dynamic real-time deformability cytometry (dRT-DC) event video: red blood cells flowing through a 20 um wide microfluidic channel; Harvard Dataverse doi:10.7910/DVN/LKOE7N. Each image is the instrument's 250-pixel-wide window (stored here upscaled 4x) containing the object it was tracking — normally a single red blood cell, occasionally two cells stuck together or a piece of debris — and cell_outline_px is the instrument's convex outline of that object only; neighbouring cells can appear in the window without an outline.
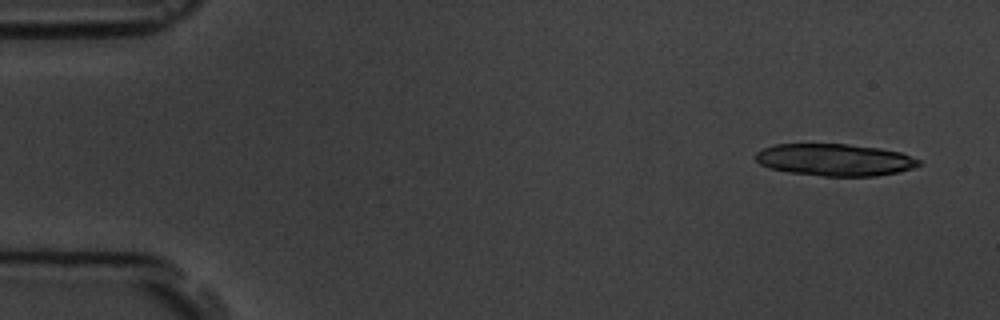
{"species": "common noctule bat (a hibernating species)", "species_latin": "Nyctalus noctula", "temperature_condition": "room temperature", "stored_images_in_passage": 11, "camera_frame_rate_fps": 3000, "um_per_image_px": 0.085, "animal": {"sex": "male", "body_mass_g": 19.5, "forearm_length_mm": 54.6}, "frame": {"image": 1, "passage_image": 1, "time_ms": 0.0, "image_size_px": [1000, 320], "cell_outline_px": [[920, 164], [912, 168], [896, 172], [876, 176], [824, 176], [788, 172], [768, 168], [760, 164], [756, 160], [756, 152], [764, 148], [776, 144], [848, 144], [880, 148], [900, 152], [920, 160]], "centroid_in_image_um": [70.93, 13.58], "position_along_channel_um": 14.1, "area_um2": 30.4}}
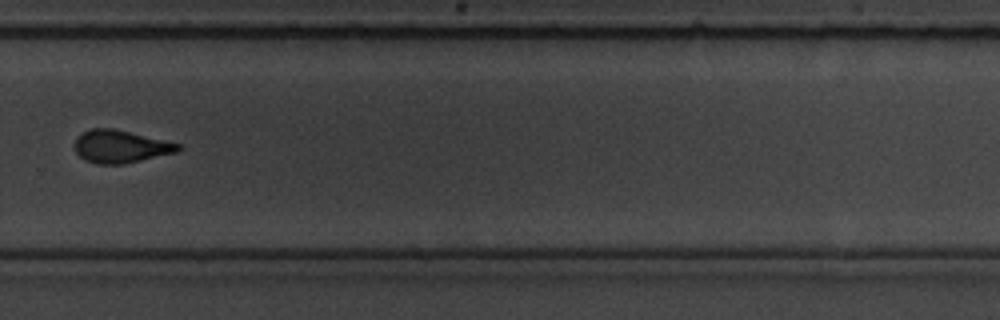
{"frame": {"image": 2, "passage_image": 11, "time_ms": 11.333, "image_size_px": [1000, 320], "cell_outline_px": [[184, 148], [180, 152], [124, 164], [96, 164], [84, 160], [76, 152], [72, 144], [76, 136], [92, 128], [116, 128], [180, 144]], "centroid_in_image_um": [10.25, 12.45], "position_along_channel_um": 319.5, "area_um2": 20.17}}